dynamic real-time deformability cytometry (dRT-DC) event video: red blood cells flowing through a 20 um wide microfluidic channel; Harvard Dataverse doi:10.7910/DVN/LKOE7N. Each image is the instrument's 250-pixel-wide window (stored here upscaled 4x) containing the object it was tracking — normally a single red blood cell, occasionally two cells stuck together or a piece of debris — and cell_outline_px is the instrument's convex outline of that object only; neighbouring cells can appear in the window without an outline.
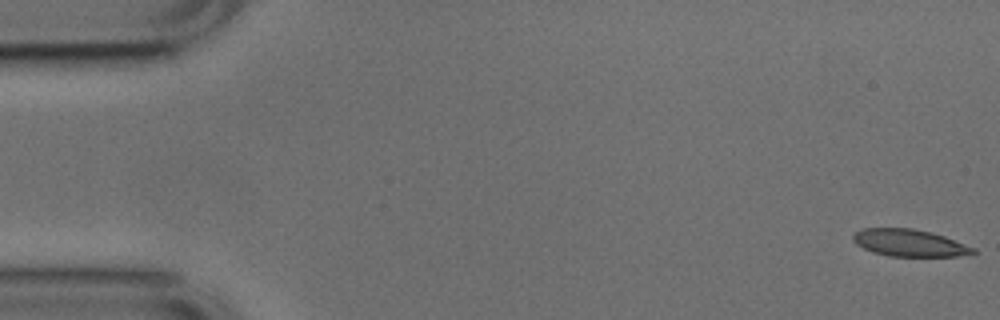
{"species": "common noctule bat (a hibernating species)", "species_latin": "Nyctalus noctula", "temperature_condition": "cold", "stored_images_in_passage": 5, "camera_frame_rate_fps": 3000, "um_per_image_px": 0.085, "animal": {"sex": "male", "body_mass_g": 17.9, "forearm_length_mm": 54.2}, "frame": {"image": 1, "passage_image": 1, "time_ms": 0.0, "image_size_px": [1000, 320], "cell_outline_px": [[976, 252], [956, 256], [888, 256], [872, 252], [856, 244], [852, 240], [852, 236], [860, 228], [912, 228], [932, 232], [944, 236], [976, 248]], "centroid_in_image_um": [77.27, 20.64], "position_along_channel_um": 7.7, "area_um2": 18.96}}